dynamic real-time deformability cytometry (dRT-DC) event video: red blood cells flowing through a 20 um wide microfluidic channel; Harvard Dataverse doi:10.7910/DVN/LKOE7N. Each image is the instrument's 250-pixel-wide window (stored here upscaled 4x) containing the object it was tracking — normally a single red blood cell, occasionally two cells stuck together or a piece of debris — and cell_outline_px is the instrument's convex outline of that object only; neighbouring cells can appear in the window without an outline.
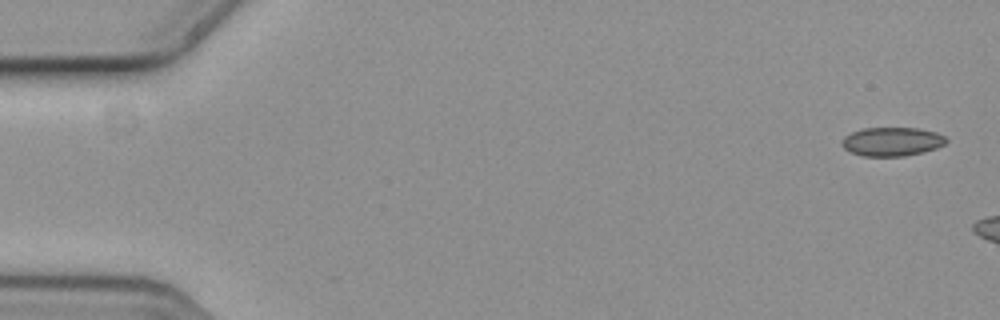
{"species": "common noctule bat (a hibernating species)", "species_latin": "Nyctalus noctula", "temperature_condition": "cold", "stored_images_in_passage": 3, "camera_frame_rate_fps": 3000, "um_per_image_px": 0.085, "animal": {"sex": "female", "body_mass_g": 19.3, "forearm_length_mm": 54.1}, "frame": {"image": 1, "passage_image": 1, "time_ms": 0.0, "image_size_px": [1000, 320], "cell_outline_px": [[948, 140], [944, 144], [936, 148], [924, 152], [904, 156], [864, 156], [848, 152], [840, 144], [840, 140], [844, 136], [852, 132], [864, 128], [920, 128], [936, 132], [944, 136]], "centroid_in_image_um": [75.78, 12.04], "position_along_channel_um": 9.2, "area_um2": 17.69}}